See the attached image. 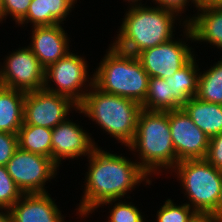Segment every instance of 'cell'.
Wrapping results in <instances>:
<instances>
[{
    "label": "cell",
    "mask_w": 222,
    "mask_h": 222,
    "mask_svg": "<svg viewBox=\"0 0 222 222\" xmlns=\"http://www.w3.org/2000/svg\"><path fill=\"white\" fill-rule=\"evenodd\" d=\"M105 149L99 146L87 158L88 168L81 185L84 194L75 208V215L79 216L76 219L85 220L106 201L130 199V194L141 183L145 187L152 185V178L135 159Z\"/></svg>",
    "instance_id": "1"
},
{
    "label": "cell",
    "mask_w": 222,
    "mask_h": 222,
    "mask_svg": "<svg viewBox=\"0 0 222 222\" xmlns=\"http://www.w3.org/2000/svg\"><path fill=\"white\" fill-rule=\"evenodd\" d=\"M118 34L110 42L117 49L137 55L139 52L156 47L175 37L176 26L183 28L186 23L175 13L151 4L125 9ZM180 20V21H179ZM176 25V26H175ZM175 32V33H174Z\"/></svg>",
    "instance_id": "2"
},
{
    "label": "cell",
    "mask_w": 222,
    "mask_h": 222,
    "mask_svg": "<svg viewBox=\"0 0 222 222\" xmlns=\"http://www.w3.org/2000/svg\"><path fill=\"white\" fill-rule=\"evenodd\" d=\"M126 149L134 158L137 157L135 160L152 179L156 174L157 177L161 173L163 175V172L168 176L177 164L169 128V111L142 109L134 139Z\"/></svg>",
    "instance_id": "3"
},
{
    "label": "cell",
    "mask_w": 222,
    "mask_h": 222,
    "mask_svg": "<svg viewBox=\"0 0 222 222\" xmlns=\"http://www.w3.org/2000/svg\"><path fill=\"white\" fill-rule=\"evenodd\" d=\"M142 106L129 98L109 94L94 84L75 113L97 124L103 134L127 147L134 139Z\"/></svg>",
    "instance_id": "4"
},
{
    "label": "cell",
    "mask_w": 222,
    "mask_h": 222,
    "mask_svg": "<svg viewBox=\"0 0 222 222\" xmlns=\"http://www.w3.org/2000/svg\"><path fill=\"white\" fill-rule=\"evenodd\" d=\"M93 73V84L101 91L125 97L142 104L145 100L149 75L135 55L123 52L112 44Z\"/></svg>",
    "instance_id": "5"
},
{
    "label": "cell",
    "mask_w": 222,
    "mask_h": 222,
    "mask_svg": "<svg viewBox=\"0 0 222 222\" xmlns=\"http://www.w3.org/2000/svg\"><path fill=\"white\" fill-rule=\"evenodd\" d=\"M168 174L179 182L185 203L192 209L202 214L215 212L221 195L222 170L206 159H187L179 161Z\"/></svg>",
    "instance_id": "6"
},
{
    "label": "cell",
    "mask_w": 222,
    "mask_h": 222,
    "mask_svg": "<svg viewBox=\"0 0 222 222\" xmlns=\"http://www.w3.org/2000/svg\"><path fill=\"white\" fill-rule=\"evenodd\" d=\"M88 64L84 55L70 51L45 69L43 89L65 96L79 106L93 85L94 75H89Z\"/></svg>",
    "instance_id": "7"
},
{
    "label": "cell",
    "mask_w": 222,
    "mask_h": 222,
    "mask_svg": "<svg viewBox=\"0 0 222 222\" xmlns=\"http://www.w3.org/2000/svg\"><path fill=\"white\" fill-rule=\"evenodd\" d=\"M179 37L157 45L156 47L145 49L139 52L136 57L140 61L143 69L152 77H171L176 71L186 65L195 55L194 36L189 25H185ZM185 37V38H184ZM190 43H189V42ZM190 45V46H189Z\"/></svg>",
    "instance_id": "8"
},
{
    "label": "cell",
    "mask_w": 222,
    "mask_h": 222,
    "mask_svg": "<svg viewBox=\"0 0 222 222\" xmlns=\"http://www.w3.org/2000/svg\"><path fill=\"white\" fill-rule=\"evenodd\" d=\"M6 168L23 194L49 193L48 182L58 176L60 168L49 157L20 149L14 152ZM46 185V186H45Z\"/></svg>",
    "instance_id": "9"
},
{
    "label": "cell",
    "mask_w": 222,
    "mask_h": 222,
    "mask_svg": "<svg viewBox=\"0 0 222 222\" xmlns=\"http://www.w3.org/2000/svg\"><path fill=\"white\" fill-rule=\"evenodd\" d=\"M8 53L0 59V85L25 93L42 90L45 69L31 49L25 45Z\"/></svg>",
    "instance_id": "10"
},
{
    "label": "cell",
    "mask_w": 222,
    "mask_h": 222,
    "mask_svg": "<svg viewBox=\"0 0 222 222\" xmlns=\"http://www.w3.org/2000/svg\"><path fill=\"white\" fill-rule=\"evenodd\" d=\"M74 110H78V105L65 96L45 89L28 92L24 99L23 123L53 129L71 117Z\"/></svg>",
    "instance_id": "11"
},
{
    "label": "cell",
    "mask_w": 222,
    "mask_h": 222,
    "mask_svg": "<svg viewBox=\"0 0 222 222\" xmlns=\"http://www.w3.org/2000/svg\"><path fill=\"white\" fill-rule=\"evenodd\" d=\"M71 119L68 118L52 129V160L60 169L63 162H66L63 160L88 158L99 145L78 120Z\"/></svg>",
    "instance_id": "12"
},
{
    "label": "cell",
    "mask_w": 222,
    "mask_h": 222,
    "mask_svg": "<svg viewBox=\"0 0 222 222\" xmlns=\"http://www.w3.org/2000/svg\"><path fill=\"white\" fill-rule=\"evenodd\" d=\"M169 128L177 163L187 159H205L210 139L183 109L169 111Z\"/></svg>",
    "instance_id": "13"
},
{
    "label": "cell",
    "mask_w": 222,
    "mask_h": 222,
    "mask_svg": "<svg viewBox=\"0 0 222 222\" xmlns=\"http://www.w3.org/2000/svg\"><path fill=\"white\" fill-rule=\"evenodd\" d=\"M63 27V24L31 27V41L27 46L44 69L72 51L71 37Z\"/></svg>",
    "instance_id": "14"
},
{
    "label": "cell",
    "mask_w": 222,
    "mask_h": 222,
    "mask_svg": "<svg viewBox=\"0 0 222 222\" xmlns=\"http://www.w3.org/2000/svg\"><path fill=\"white\" fill-rule=\"evenodd\" d=\"M50 193L23 194L8 210L10 222H67Z\"/></svg>",
    "instance_id": "15"
},
{
    "label": "cell",
    "mask_w": 222,
    "mask_h": 222,
    "mask_svg": "<svg viewBox=\"0 0 222 222\" xmlns=\"http://www.w3.org/2000/svg\"><path fill=\"white\" fill-rule=\"evenodd\" d=\"M78 0H31L27 14L16 24L24 26H52L65 24ZM18 25V26H17Z\"/></svg>",
    "instance_id": "16"
},
{
    "label": "cell",
    "mask_w": 222,
    "mask_h": 222,
    "mask_svg": "<svg viewBox=\"0 0 222 222\" xmlns=\"http://www.w3.org/2000/svg\"><path fill=\"white\" fill-rule=\"evenodd\" d=\"M193 20L188 24L194 42L211 45L222 51V6L205 7L194 10ZM203 42V43H202Z\"/></svg>",
    "instance_id": "17"
},
{
    "label": "cell",
    "mask_w": 222,
    "mask_h": 222,
    "mask_svg": "<svg viewBox=\"0 0 222 222\" xmlns=\"http://www.w3.org/2000/svg\"><path fill=\"white\" fill-rule=\"evenodd\" d=\"M182 109L209 139L222 133V105L192 97Z\"/></svg>",
    "instance_id": "18"
},
{
    "label": "cell",
    "mask_w": 222,
    "mask_h": 222,
    "mask_svg": "<svg viewBox=\"0 0 222 222\" xmlns=\"http://www.w3.org/2000/svg\"><path fill=\"white\" fill-rule=\"evenodd\" d=\"M25 94L0 86V131L18 133L23 125Z\"/></svg>",
    "instance_id": "19"
},
{
    "label": "cell",
    "mask_w": 222,
    "mask_h": 222,
    "mask_svg": "<svg viewBox=\"0 0 222 222\" xmlns=\"http://www.w3.org/2000/svg\"><path fill=\"white\" fill-rule=\"evenodd\" d=\"M196 54L186 65L176 71L171 77L165 78L170 81L171 94L183 106L187 100L196 97L198 76L200 70L199 60ZM197 61V62H196Z\"/></svg>",
    "instance_id": "20"
},
{
    "label": "cell",
    "mask_w": 222,
    "mask_h": 222,
    "mask_svg": "<svg viewBox=\"0 0 222 222\" xmlns=\"http://www.w3.org/2000/svg\"><path fill=\"white\" fill-rule=\"evenodd\" d=\"M18 147L22 150L52 159V129L34 125H23L18 133Z\"/></svg>",
    "instance_id": "21"
},
{
    "label": "cell",
    "mask_w": 222,
    "mask_h": 222,
    "mask_svg": "<svg viewBox=\"0 0 222 222\" xmlns=\"http://www.w3.org/2000/svg\"><path fill=\"white\" fill-rule=\"evenodd\" d=\"M141 106L149 111H172L183 107L171 94L170 81L159 77L149 78L148 91Z\"/></svg>",
    "instance_id": "22"
},
{
    "label": "cell",
    "mask_w": 222,
    "mask_h": 222,
    "mask_svg": "<svg viewBox=\"0 0 222 222\" xmlns=\"http://www.w3.org/2000/svg\"><path fill=\"white\" fill-rule=\"evenodd\" d=\"M206 68L199 72L196 97L205 102L222 105V56Z\"/></svg>",
    "instance_id": "23"
},
{
    "label": "cell",
    "mask_w": 222,
    "mask_h": 222,
    "mask_svg": "<svg viewBox=\"0 0 222 222\" xmlns=\"http://www.w3.org/2000/svg\"><path fill=\"white\" fill-rule=\"evenodd\" d=\"M121 200H110L102 203L100 207L104 208L108 206L107 220L105 222H145L147 218H145V214L141 212L140 208H137V204H133V202L129 201L130 199ZM146 219V220H145Z\"/></svg>",
    "instance_id": "24"
},
{
    "label": "cell",
    "mask_w": 222,
    "mask_h": 222,
    "mask_svg": "<svg viewBox=\"0 0 222 222\" xmlns=\"http://www.w3.org/2000/svg\"><path fill=\"white\" fill-rule=\"evenodd\" d=\"M184 201L178 204L173 199L167 198L157 210L155 222H191L197 212Z\"/></svg>",
    "instance_id": "25"
},
{
    "label": "cell",
    "mask_w": 222,
    "mask_h": 222,
    "mask_svg": "<svg viewBox=\"0 0 222 222\" xmlns=\"http://www.w3.org/2000/svg\"><path fill=\"white\" fill-rule=\"evenodd\" d=\"M23 195L8 174L6 166H0V210H9Z\"/></svg>",
    "instance_id": "26"
},
{
    "label": "cell",
    "mask_w": 222,
    "mask_h": 222,
    "mask_svg": "<svg viewBox=\"0 0 222 222\" xmlns=\"http://www.w3.org/2000/svg\"><path fill=\"white\" fill-rule=\"evenodd\" d=\"M31 0H3L0 8V24L8 17L17 24L26 14Z\"/></svg>",
    "instance_id": "27"
},
{
    "label": "cell",
    "mask_w": 222,
    "mask_h": 222,
    "mask_svg": "<svg viewBox=\"0 0 222 222\" xmlns=\"http://www.w3.org/2000/svg\"><path fill=\"white\" fill-rule=\"evenodd\" d=\"M151 2L154 3L153 5L175 13L179 18L181 17L186 25L193 20V16H191L192 14H186V11H189L188 7L190 5V9L195 7L193 0H151ZM183 13L186 16L182 15Z\"/></svg>",
    "instance_id": "28"
},
{
    "label": "cell",
    "mask_w": 222,
    "mask_h": 222,
    "mask_svg": "<svg viewBox=\"0 0 222 222\" xmlns=\"http://www.w3.org/2000/svg\"><path fill=\"white\" fill-rule=\"evenodd\" d=\"M17 148V134L0 131V166H6Z\"/></svg>",
    "instance_id": "29"
},
{
    "label": "cell",
    "mask_w": 222,
    "mask_h": 222,
    "mask_svg": "<svg viewBox=\"0 0 222 222\" xmlns=\"http://www.w3.org/2000/svg\"><path fill=\"white\" fill-rule=\"evenodd\" d=\"M205 159L215 168L222 170V133L210 138Z\"/></svg>",
    "instance_id": "30"
},
{
    "label": "cell",
    "mask_w": 222,
    "mask_h": 222,
    "mask_svg": "<svg viewBox=\"0 0 222 222\" xmlns=\"http://www.w3.org/2000/svg\"><path fill=\"white\" fill-rule=\"evenodd\" d=\"M196 10L205 7L222 6V0H193Z\"/></svg>",
    "instance_id": "31"
},
{
    "label": "cell",
    "mask_w": 222,
    "mask_h": 222,
    "mask_svg": "<svg viewBox=\"0 0 222 222\" xmlns=\"http://www.w3.org/2000/svg\"><path fill=\"white\" fill-rule=\"evenodd\" d=\"M191 222H222V219L214 214L197 213Z\"/></svg>",
    "instance_id": "32"
},
{
    "label": "cell",
    "mask_w": 222,
    "mask_h": 222,
    "mask_svg": "<svg viewBox=\"0 0 222 222\" xmlns=\"http://www.w3.org/2000/svg\"><path fill=\"white\" fill-rule=\"evenodd\" d=\"M213 214L219 217L220 219H222V189H221V195H220V199L217 205V209L215 210Z\"/></svg>",
    "instance_id": "33"
},
{
    "label": "cell",
    "mask_w": 222,
    "mask_h": 222,
    "mask_svg": "<svg viewBox=\"0 0 222 222\" xmlns=\"http://www.w3.org/2000/svg\"><path fill=\"white\" fill-rule=\"evenodd\" d=\"M0 222H10L9 211L0 210Z\"/></svg>",
    "instance_id": "34"
},
{
    "label": "cell",
    "mask_w": 222,
    "mask_h": 222,
    "mask_svg": "<svg viewBox=\"0 0 222 222\" xmlns=\"http://www.w3.org/2000/svg\"><path fill=\"white\" fill-rule=\"evenodd\" d=\"M127 2L128 6L127 7H131V6H139V5H147V3H144V1L142 0H123V2Z\"/></svg>",
    "instance_id": "35"
}]
</instances>
